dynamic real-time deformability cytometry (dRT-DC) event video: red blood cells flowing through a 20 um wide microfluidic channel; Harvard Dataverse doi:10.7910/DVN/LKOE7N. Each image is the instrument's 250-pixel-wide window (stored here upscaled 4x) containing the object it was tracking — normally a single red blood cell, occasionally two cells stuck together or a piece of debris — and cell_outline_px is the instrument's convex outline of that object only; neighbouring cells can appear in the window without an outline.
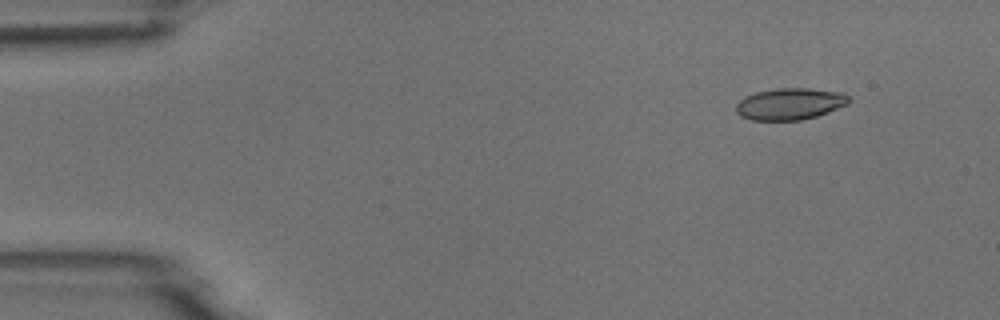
{"species": "common noctule bat (a hibernating species)", "species_latin": "Nyctalus noctula", "temperature_condition": "room temperature", "stored_images_in_passage": 3, "camera_frame_rate_fps": 3000, "um_per_image_px": 0.085, "animal": {"sex": "male", "body_mass_g": 18.8}, "frame": {"image": 1, "passage_image": 1, "time_ms": 0.0, "image_size_px": [1000, 320], "cell_outline_px": [[852, 100], [848, 104], [828, 112], [816, 116], [800, 120], [752, 120], [740, 116], [736, 112], [736, 104], [744, 96], [756, 92], [776, 88], [808, 88], [844, 92]], "centroid_in_image_um": [67.15, 8.82], "position_along_channel_um": 17.8, "area_um2": 20.98}}